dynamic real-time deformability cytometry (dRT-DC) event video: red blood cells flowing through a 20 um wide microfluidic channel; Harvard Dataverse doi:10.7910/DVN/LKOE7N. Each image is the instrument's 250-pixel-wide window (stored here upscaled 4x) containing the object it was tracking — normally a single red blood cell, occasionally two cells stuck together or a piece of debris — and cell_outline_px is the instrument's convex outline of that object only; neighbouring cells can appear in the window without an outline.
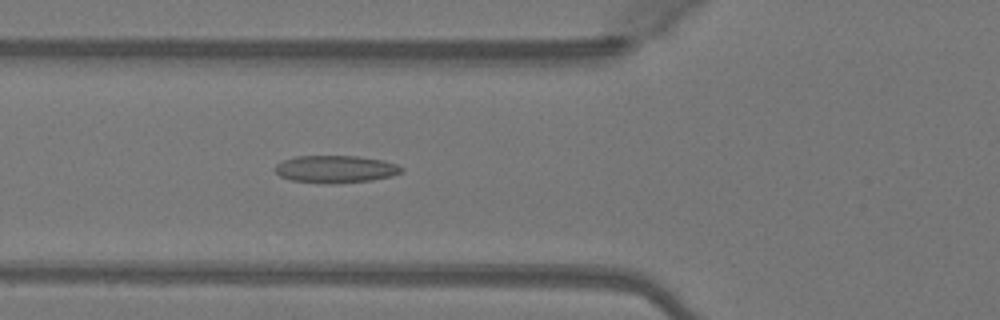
{"species": "Egyptian fruit bat (a non-hibernating species)", "species_latin": "Rousettus aegyptiacus", "temperature_condition": "warm", "stored_images_in_passage": 25, "camera_frame_rate_fps": 3000, "um_per_image_px": 0.085, "animal": {"sex": "female"}, "frame": {"image": 1, "passage_image": 18, "time_ms": 5.667, "image_size_px": [1000, 320], "cell_outline_px": [[404, 168], [400, 172], [392, 176], [372, 180], [332, 184], [328, 184], [292, 180], [280, 176], [272, 168], [276, 164], [284, 160], [296, 156], [356, 156], [384, 160], [396, 164]], "centroid_in_image_um": [28.51, 14.37], "position_along_channel_um": 97.3, "area_um2": 20.23}}
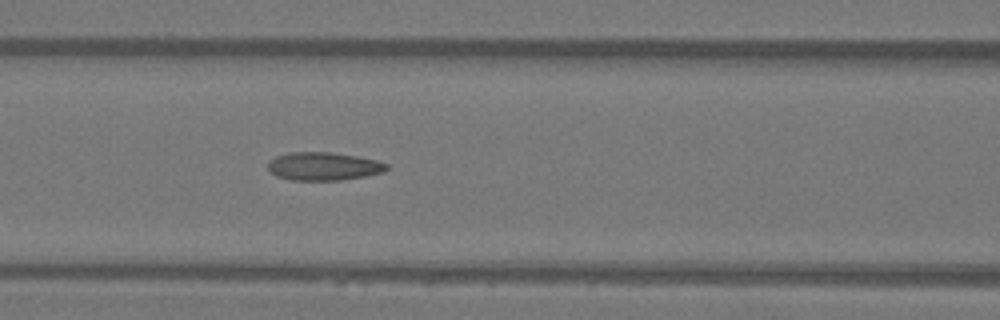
{"frame": {"image": 2, "passage_image": 21, "time_ms": 6.667, "image_size_px": [1000, 320], "cell_outline_px": [[388, 168], [384, 172], [364, 176], [340, 180], [292, 180], [276, 176], [268, 168], [268, 160], [276, 156], [288, 152], [328, 152], [356, 156], [376, 160], [388, 164]], "centroid_in_image_um": [27.48, 14.13], "position_along_channel_um": 139.1, "area_um2": 19.42}}
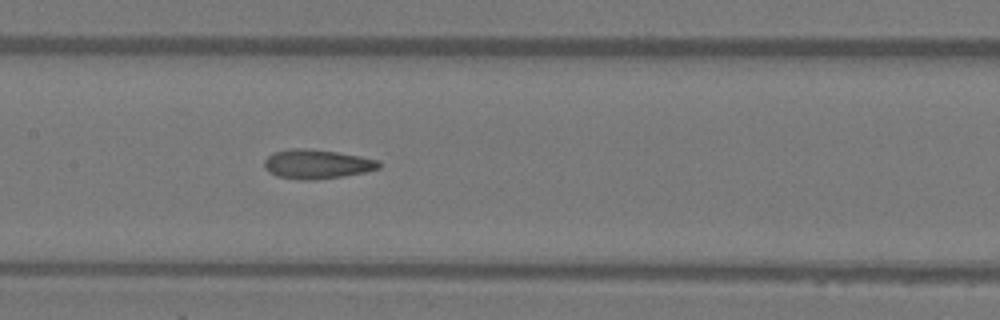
{"frame": {"image": 3, "passage_image": 24, "time_ms": 7.667, "image_size_px": [1000, 320], "cell_outline_px": [[380, 168], [364, 172], [344, 176], [312, 180], [300, 180], [276, 176], [268, 172], [264, 168], [264, 160], [272, 152], [288, 148], [304, 148], [336, 152], [360, 156], [380, 160]], "centroid_in_image_um": [26.89, 13.95], "position_along_channel_um": 180.5, "area_um2": 19.71}}